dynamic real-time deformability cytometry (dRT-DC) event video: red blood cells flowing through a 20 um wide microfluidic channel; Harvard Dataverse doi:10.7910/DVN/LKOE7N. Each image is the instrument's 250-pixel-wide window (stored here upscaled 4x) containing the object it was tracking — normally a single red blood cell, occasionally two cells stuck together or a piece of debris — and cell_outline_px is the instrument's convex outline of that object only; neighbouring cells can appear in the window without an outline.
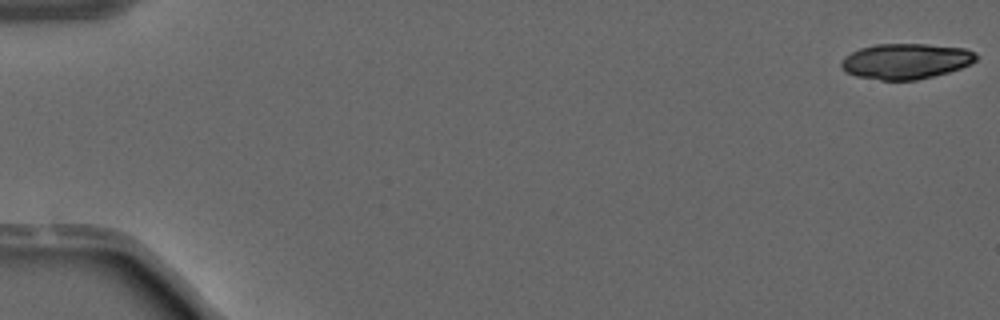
{"species": "common noctule bat (a hibernating species)", "species_latin": "Nyctalus noctula", "temperature_condition": "warm", "stored_images_in_passage": 21, "camera_frame_rate_fps": 3000, "um_per_image_px": 0.085, "animal": {"sex": "male", "forearm_length_mm": 52.5}, "frame": {"image": 1, "passage_image": 1, "time_ms": 0.0, "image_size_px": [1000, 320], "cell_outline_px": [[976, 60], [960, 68], [948, 72], [916, 80], [880, 80], [856, 76], [848, 72], [840, 64], [844, 56], [860, 48], [876, 44], [928, 44], [964, 48], [976, 52]], "centroid_in_image_um": [76.99, 5.19], "position_along_channel_um": 8.0, "area_um2": 27.69}}
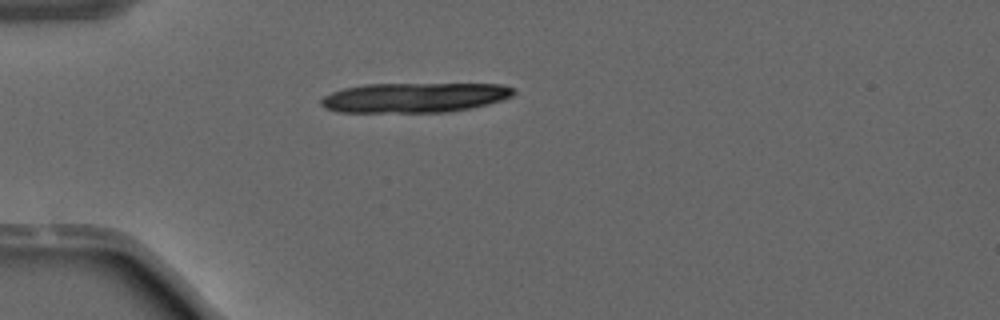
{"frame": {"image": 2, "passage_image": 15, "time_ms": 4.667, "image_size_px": [1000, 320], "cell_outline_px": [[516, 92], [512, 96], [488, 104], [472, 108], [448, 112], [336, 112], [324, 108], [320, 104], [320, 100], [324, 96], [332, 92], [344, 88], [364, 84], [500, 84], [516, 88]], "centroid_in_image_um": [35.23, 8.29], "position_along_channel_um": 49.8, "area_um2": 33.64}}